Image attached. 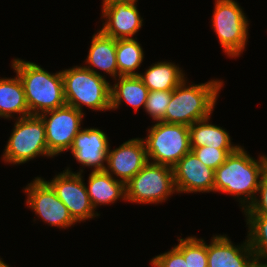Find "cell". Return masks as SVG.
Here are the masks:
<instances>
[{
  "label": "cell",
  "mask_w": 267,
  "mask_h": 267,
  "mask_svg": "<svg viewBox=\"0 0 267 267\" xmlns=\"http://www.w3.org/2000/svg\"><path fill=\"white\" fill-rule=\"evenodd\" d=\"M137 38L116 40V62L119 76L139 75L135 72L141 65L144 52Z\"/></svg>",
  "instance_id": "obj_23"
},
{
  "label": "cell",
  "mask_w": 267,
  "mask_h": 267,
  "mask_svg": "<svg viewBox=\"0 0 267 267\" xmlns=\"http://www.w3.org/2000/svg\"><path fill=\"white\" fill-rule=\"evenodd\" d=\"M208 267H254L257 262L248 239L234 246L225 235H216L207 245Z\"/></svg>",
  "instance_id": "obj_16"
},
{
  "label": "cell",
  "mask_w": 267,
  "mask_h": 267,
  "mask_svg": "<svg viewBox=\"0 0 267 267\" xmlns=\"http://www.w3.org/2000/svg\"><path fill=\"white\" fill-rule=\"evenodd\" d=\"M151 264L153 267H188L183 253L176 246L166 253L155 256Z\"/></svg>",
  "instance_id": "obj_28"
},
{
  "label": "cell",
  "mask_w": 267,
  "mask_h": 267,
  "mask_svg": "<svg viewBox=\"0 0 267 267\" xmlns=\"http://www.w3.org/2000/svg\"><path fill=\"white\" fill-rule=\"evenodd\" d=\"M257 192L260 194L259 200L255 198L248 208L244 210V214H259L267 216V167L262 174Z\"/></svg>",
  "instance_id": "obj_29"
},
{
  "label": "cell",
  "mask_w": 267,
  "mask_h": 267,
  "mask_svg": "<svg viewBox=\"0 0 267 267\" xmlns=\"http://www.w3.org/2000/svg\"><path fill=\"white\" fill-rule=\"evenodd\" d=\"M126 200L133 203L163 202L177 192L173 168L148 161L145 166L125 184Z\"/></svg>",
  "instance_id": "obj_7"
},
{
  "label": "cell",
  "mask_w": 267,
  "mask_h": 267,
  "mask_svg": "<svg viewBox=\"0 0 267 267\" xmlns=\"http://www.w3.org/2000/svg\"><path fill=\"white\" fill-rule=\"evenodd\" d=\"M88 183L86 189L94 209L98 205L114 203L119 198L126 200L125 184L105 170L92 171Z\"/></svg>",
  "instance_id": "obj_17"
},
{
  "label": "cell",
  "mask_w": 267,
  "mask_h": 267,
  "mask_svg": "<svg viewBox=\"0 0 267 267\" xmlns=\"http://www.w3.org/2000/svg\"><path fill=\"white\" fill-rule=\"evenodd\" d=\"M138 0H103L102 16L105 17L101 32L116 40L132 39L142 26L136 2Z\"/></svg>",
  "instance_id": "obj_12"
},
{
  "label": "cell",
  "mask_w": 267,
  "mask_h": 267,
  "mask_svg": "<svg viewBox=\"0 0 267 267\" xmlns=\"http://www.w3.org/2000/svg\"><path fill=\"white\" fill-rule=\"evenodd\" d=\"M254 267H267V265H262L257 263Z\"/></svg>",
  "instance_id": "obj_31"
},
{
  "label": "cell",
  "mask_w": 267,
  "mask_h": 267,
  "mask_svg": "<svg viewBox=\"0 0 267 267\" xmlns=\"http://www.w3.org/2000/svg\"><path fill=\"white\" fill-rule=\"evenodd\" d=\"M81 172H83L82 169H80V172L73 173L68 168L63 173L56 175L53 180L46 181L67 207L75 222H81L99 215L94 213L96 209L90 201Z\"/></svg>",
  "instance_id": "obj_10"
},
{
  "label": "cell",
  "mask_w": 267,
  "mask_h": 267,
  "mask_svg": "<svg viewBox=\"0 0 267 267\" xmlns=\"http://www.w3.org/2000/svg\"><path fill=\"white\" fill-rule=\"evenodd\" d=\"M109 148L107 135L103 131L85 128L75 136L70 150L82 166L94 167L93 171H103Z\"/></svg>",
  "instance_id": "obj_15"
},
{
  "label": "cell",
  "mask_w": 267,
  "mask_h": 267,
  "mask_svg": "<svg viewBox=\"0 0 267 267\" xmlns=\"http://www.w3.org/2000/svg\"><path fill=\"white\" fill-rule=\"evenodd\" d=\"M12 113L18 118L30 115L25 99V92L19 76L0 79V117L11 118Z\"/></svg>",
  "instance_id": "obj_20"
},
{
  "label": "cell",
  "mask_w": 267,
  "mask_h": 267,
  "mask_svg": "<svg viewBox=\"0 0 267 267\" xmlns=\"http://www.w3.org/2000/svg\"><path fill=\"white\" fill-rule=\"evenodd\" d=\"M172 91H149L145 111L157 122H163L168 104L171 101Z\"/></svg>",
  "instance_id": "obj_26"
},
{
  "label": "cell",
  "mask_w": 267,
  "mask_h": 267,
  "mask_svg": "<svg viewBox=\"0 0 267 267\" xmlns=\"http://www.w3.org/2000/svg\"><path fill=\"white\" fill-rule=\"evenodd\" d=\"M236 149H218L215 147L202 146L191 147V151L201 160L207 167L216 170L222 165L227 156Z\"/></svg>",
  "instance_id": "obj_27"
},
{
  "label": "cell",
  "mask_w": 267,
  "mask_h": 267,
  "mask_svg": "<svg viewBox=\"0 0 267 267\" xmlns=\"http://www.w3.org/2000/svg\"><path fill=\"white\" fill-rule=\"evenodd\" d=\"M12 67L22 82L30 115L66 105L61 71L51 74L33 62L18 58L12 61Z\"/></svg>",
  "instance_id": "obj_2"
},
{
  "label": "cell",
  "mask_w": 267,
  "mask_h": 267,
  "mask_svg": "<svg viewBox=\"0 0 267 267\" xmlns=\"http://www.w3.org/2000/svg\"><path fill=\"white\" fill-rule=\"evenodd\" d=\"M0 267H9V266L0 259Z\"/></svg>",
  "instance_id": "obj_30"
},
{
  "label": "cell",
  "mask_w": 267,
  "mask_h": 267,
  "mask_svg": "<svg viewBox=\"0 0 267 267\" xmlns=\"http://www.w3.org/2000/svg\"><path fill=\"white\" fill-rule=\"evenodd\" d=\"M185 79L172 91L163 122L190 126L198 120L210 117L222 81L211 80L206 83L186 86Z\"/></svg>",
  "instance_id": "obj_3"
},
{
  "label": "cell",
  "mask_w": 267,
  "mask_h": 267,
  "mask_svg": "<svg viewBox=\"0 0 267 267\" xmlns=\"http://www.w3.org/2000/svg\"><path fill=\"white\" fill-rule=\"evenodd\" d=\"M172 168L178 193L214 191L215 170L207 167L192 151L184 155Z\"/></svg>",
  "instance_id": "obj_14"
},
{
  "label": "cell",
  "mask_w": 267,
  "mask_h": 267,
  "mask_svg": "<svg viewBox=\"0 0 267 267\" xmlns=\"http://www.w3.org/2000/svg\"><path fill=\"white\" fill-rule=\"evenodd\" d=\"M86 63L89 64V66H84L86 69L101 75L97 70L93 69V67H96L116 79L118 77L116 39L104 35L100 30L95 33L92 38Z\"/></svg>",
  "instance_id": "obj_18"
},
{
  "label": "cell",
  "mask_w": 267,
  "mask_h": 267,
  "mask_svg": "<svg viewBox=\"0 0 267 267\" xmlns=\"http://www.w3.org/2000/svg\"><path fill=\"white\" fill-rule=\"evenodd\" d=\"M45 125L48 151L54 156L70 149L75 136L81 130L84 113L65 105L39 115ZM48 116H50L48 118Z\"/></svg>",
  "instance_id": "obj_9"
},
{
  "label": "cell",
  "mask_w": 267,
  "mask_h": 267,
  "mask_svg": "<svg viewBox=\"0 0 267 267\" xmlns=\"http://www.w3.org/2000/svg\"><path fill=\"white\" fill-rule=\"evenodd\" d=\"M178 241L176 247L183 253L188 267H208L207 244L203 239L190 236Z\"/></svg>",
  "instance_id": "obj_25"
},
{
  "label": "cell",
  "mask_w": 267,
  "mask_h": 267,
  "mask_svg": "<svg viewBox=\"0 0 267 267\" xmlns=\"http://www.w3.org/2000/svg\"><path fill=\"white\" fill-rule=\"evenodd\" d=\"M266 167L267 156H260L257 161L239 146L215 170L214 192L220 191L236 196L237 199H241L240 203L245 210L256 198L255 194H257Z\"/></svg>",
  "instance_id": "obj_1"
},
{
  "label": "cell",
  "mask_w": 267,
  "mask_h": 267,
  "mask_svg": "<svg viewBox=\"0 0 267 267\" xmlns=\"http://www.w3.org/2000/svg\"><path fill=\"white\" fill-rule=\"evenodd\" d=\"M115 80L119 82L111 86V110L117 109L123 100L135 111L142 105L145 108L149 90L138 75L119 76Z\"/></svg>",
  "instance_id": "obj_19"
},
{
  "label": "cell",
  "mask_w": 267,
  "mask_h": 267,
  "mask_svg": "<svg viewBox=\"0 0 267 267\" xmlns=\"http://www.w3.org/2000/svg\"><path fill=\"white\" fill-rule=\"evenodd\" d=\"M247 217L249 245L254 252L256 262L258 264L267 265V216L259 214H245ZM262 258V259H261Z\"/></svg>",
  "instance_id": "obj_24"
},
{
  "label": "cell",
  "mask_w": 267,
  "mask_h": 267,
  "mask_svg": "<svg viewBox=\"0 0 267 267\" xmlns=\"http://www.w3.org/2000/svg\"><path fill=\"white\" fill-rule=\"evenodd\" d=\"M213 30L229 57H238L248 41V20L233 0H216L213 12Z\"/></svg>",
  "instance_id": "obj_8"
},
{
  "label": "cell",
  "mask_w": 267,
  "mask_h": 267,
  "mask_svg": "<svg viewBox=\"0 0 267 267\" xmlns=\"http://www.w3.org/2000/svg\"><path fill=\"white\" fill-rule=\"evenodd\" d=\"M61 72L66 105L81 112L83 104L92 110H111V84L103 75L83 66Z\"/></svg>",
  "instance_id": "obj_4"
},
{
  "label": "cell",
  "mask_w": 267,
  "mask_h": 267,
  "mask_svg": "<svg viewBox=\"0 0 267 267\" xmlns=\"http://www.w3.org/2000/svg\"><path fill=\"white\" fill-rule=\"evenodd\" d=\"M148 162L143 139L134 138L124 142L118 148L108 151L105 171L116 175L119 181L126 184ZM112 172V173H111Z\"/></svg>",
  "instance_id": "obj_13"
},
{
  "label": "cell",
  "mask_w": 267,
  "mask_h": 267,
  "mask_svg": "<svg viewBox=\"0 0 267 267\" xmlns=\"http://www.w3.org/2000/svg\"><path fill=\"white\" fill-rule=\"evenodd\" d=\"M25 193H27V206L44 222L64 229L76 224L67 207L46 180L36 177L26 186Z\"/></svg>",
  "instance_id": "obj_11"
},
{
  "label": "cell",
  "mask_w": 267,
  "mask_h": 267,
  "mask_svg": "<svg viewBox=\"0 0 267 267\" xmlns=\"http://www.w3.org/2000/svg\"><path fill=\"white\" fill-rule=\"evenodd\" d=\"M149 91H173L184 79L182 70L171 62H157L138 75Z\"/></svg>",
  "instance_id": "obj_22"
},
{
  "label": "cell",
  "mask_w": 267,
  "mask_h": 267,
  "mask_svg": "<svg viewBox=\"0 0 267 267\" xmlns=\"http://www.w3.org/2000/svg\"><path fill=\"white\" fill-rule=\"evenodd\" d=\"M148 133L143 139L148 161L173 167L191 151L188 126L156 122Z\"/></svg>",
  "instance_id": "obj_6"
},
{
  "label": "cell",
  "mask_w": 267,
  "mask_h": 267,
  "mask_svg": "<svg viewBox=\"0 0 267 267\" xmlns=\"http://www.w3.org/2000/svg\"><path fill=\"white\" fill-rule=\"evenodd\" d=\"M8 140L3 160L8 163L22 164L44 155L52 157L46 143L45 125L39 115L18 118Z\"/></svg>",
  "instance_id": "obj_5"
},
{
  "label": "cell",
  "mask_w": 267,
  "mask_h": 267,
  "mask_svg": "<svg viewBox=\"0 0 267 267\" xmlns=\"http://www.w3.org/2000/svg\"><path fill=\"white\" fill-rule=\"evenodd\" d=\"M209 120L210 118L207 117L189 126L191 147L209 146L218 149H237L239 147V145L231 144L229 133L225 129L212 125Z\"/></svg>",
  "instance_id": "obj_21"
}]
</instances>
